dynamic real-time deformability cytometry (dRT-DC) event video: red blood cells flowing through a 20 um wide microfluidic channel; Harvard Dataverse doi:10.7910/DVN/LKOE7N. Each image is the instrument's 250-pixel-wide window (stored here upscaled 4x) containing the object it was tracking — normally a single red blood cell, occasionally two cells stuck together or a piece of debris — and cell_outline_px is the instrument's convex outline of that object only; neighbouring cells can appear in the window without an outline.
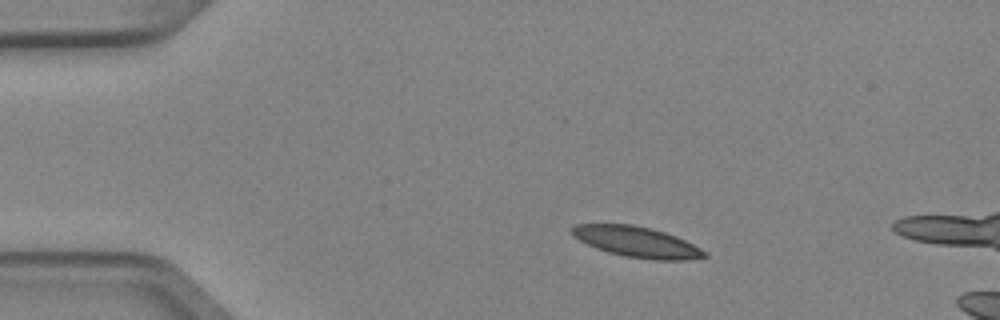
{"species": "Egyptian fruit bat (a non-hibernating species)", "species_latin": "Rousettus aegyptiacus", "temperature_condition": "cold", "stored_images_in_passage": 4, "camera_frame_rate_fps": 3000, "um_per_image_px": 0.085, "animal": {"sex": "female"}, "frame": {"image": 1, "passage_image": 2, "time_ms": 0.333, "image_size_px": [1000, 320], "cell_outline_px": [[708, 256], [688, 260], [652, 260], [624, 256], [608, 252], [596, 248], [572, 236], [568, 228], [576, 224], [632, 224], [652, 228], [676, 236], [708, 252]], "centroid_in_image_um": [54.11, 20.56], "position_along_channel_um": 30.9, "area_um2": 23.81}}